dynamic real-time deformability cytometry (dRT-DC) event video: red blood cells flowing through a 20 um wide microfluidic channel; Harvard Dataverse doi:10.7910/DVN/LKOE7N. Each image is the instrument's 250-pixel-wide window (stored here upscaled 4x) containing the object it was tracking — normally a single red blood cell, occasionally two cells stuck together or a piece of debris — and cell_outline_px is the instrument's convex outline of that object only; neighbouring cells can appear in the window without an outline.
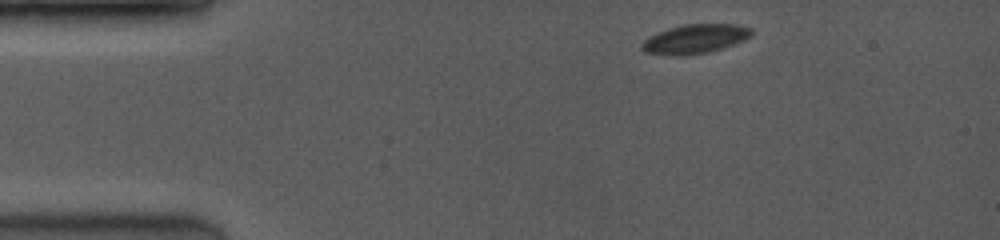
{"species": "common noctule bat (a hibernating species)", "species_latin": "Nyctalus noctula", "temperature_condition": "room temperature", "stored_images_in_passage": 5, "segment_of_instrument_passage": [1, 2], "camera_frame_rate_fps": 3500, "um_per_image_px": 0.085, "animal": {"sex": "female", "body_mass_g": 19.0, "forearm_length_mm": 53.3}, "frame": {"image": 1, "passage_image": 1, "time_ms": 0.0, "image_size_px": [1000, 240], "cell_outline_px": [[752, 36], [744, 40], [708, 52], [688, 56], [672, 56], [644, 52], [640, 48], [640, 44], [644, 40], [668, 28], [688, 24], [736, 24], [752, 28]], "centroid_in_image_um": [59.07, 3.32], "position_along_channel_um": 25.9, "area_um2": 18.61}}